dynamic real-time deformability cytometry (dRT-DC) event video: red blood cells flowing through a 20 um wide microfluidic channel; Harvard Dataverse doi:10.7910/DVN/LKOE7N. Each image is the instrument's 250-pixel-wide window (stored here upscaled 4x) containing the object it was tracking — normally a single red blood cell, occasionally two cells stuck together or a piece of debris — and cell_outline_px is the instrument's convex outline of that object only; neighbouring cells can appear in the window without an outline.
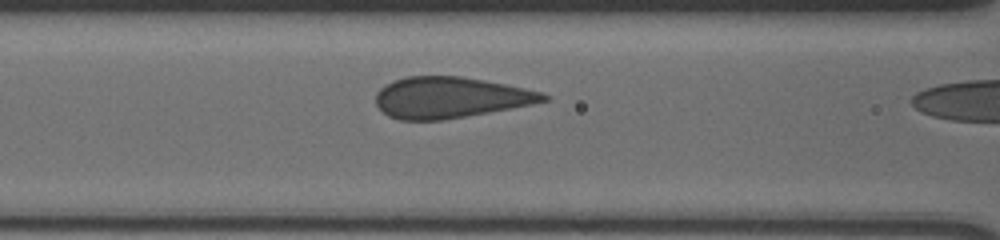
{"species": "human", "species_latin": "Homo sapiens", "temperature_condition": "cold", "stored_images_in_passage": 5, "camera_frame_rate_fps": 3000, "um_per_image_px": 0.085, "donor": {"sex": "male"}, "frame": {"image": 1, "passage_image": 4, "time_ms": 1.0, "image_size_px": [1000, 240], "cell_outline_px": [[548, 100], [532, 104], [464, 116], [440, 120], [400, 120], [388, 116], [376, 104], [376, 92], [380, 88], [392, 80], [404, 76], [460, 76], [484, 80], [544, 92], [548, 96]], "centroid_in_image_um": [38.22, 8.28], "position_along_channel_um": 128.4, "area_um2": 39.82}}